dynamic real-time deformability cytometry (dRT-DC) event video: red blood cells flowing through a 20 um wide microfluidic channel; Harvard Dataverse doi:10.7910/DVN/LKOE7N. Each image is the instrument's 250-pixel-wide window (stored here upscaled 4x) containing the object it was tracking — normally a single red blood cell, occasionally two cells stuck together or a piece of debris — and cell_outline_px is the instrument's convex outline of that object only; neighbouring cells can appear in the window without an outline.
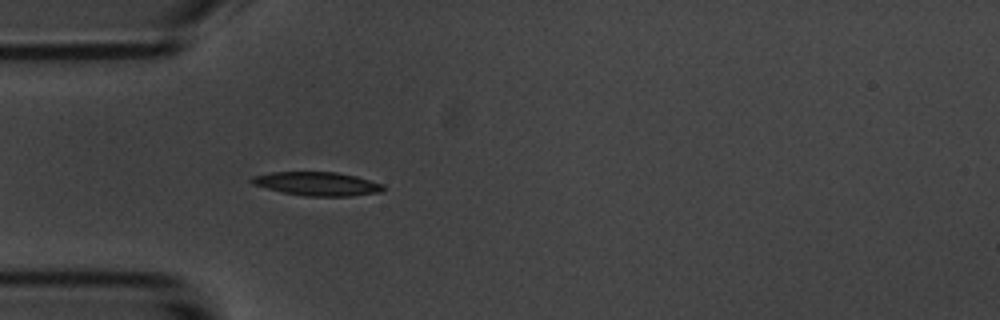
{"species": "common noctule bat (a hibernating species)", "species_latin": "Nyctalus noctula", "temperature_condition": "room temperature", "stored_images_in_passage": 4, "camera_frame_rate_fps": 3000, "um_per_image_px": 0.085, "animal": {"sex": "male", "body_mass_g": 20.1, "forearm_length_mm": 53.5}, "frame": {"image": 1, "passage_image": 4, "time_ms": 3.667, "image_size_px": [1000, 320], "cell_outline_px": [[384, 188], [380, 192], [352, 196], [308, 196], [284, 192], [252, 184], [248, 180], [252, 176], [272, 172], [336, 172], [356, 176], [384, 184]], "centroid_in_image_um": [26.97, 15.61], "position_along_channel_um": 58.0, "area_um2": 18.03}}